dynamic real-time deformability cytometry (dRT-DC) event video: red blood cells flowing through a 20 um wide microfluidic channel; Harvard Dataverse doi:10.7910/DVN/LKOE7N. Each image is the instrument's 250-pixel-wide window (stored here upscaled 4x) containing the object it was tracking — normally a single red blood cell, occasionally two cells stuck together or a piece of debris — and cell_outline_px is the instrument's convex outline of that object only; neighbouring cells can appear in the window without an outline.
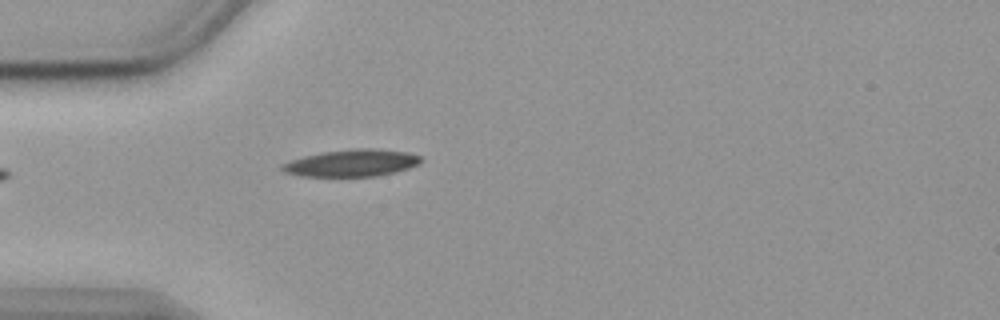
{"species": "common noctule bat (a hibernating species)", "species_latin": "Nyctalus noctula", "temperature_condition": "cold", "stored_images_in_passage": 15, "camera_frame_rate_fps": 3000, "um_per_image_px": 0.085, "animal": {"sex": "female", "body_mass_g": 19.9}, "frame": {"image": 1, "passage_image": 1, "time_ms": 0.0, "image_size_px": [1000, 320], "cell_outline_px": [[424, 160], [420, 164], [396, 172], [376, 176], [300, 176], [284, 172], [280, 168], [280, 164], [304, 156], [324, 152], [352, 148], [376, 148], [408, 152], [420, 156]], "centroid_in_image_um": [29.93, 13.85], "position_along_channel_um": 55.1, "area_um2": 22.02}}
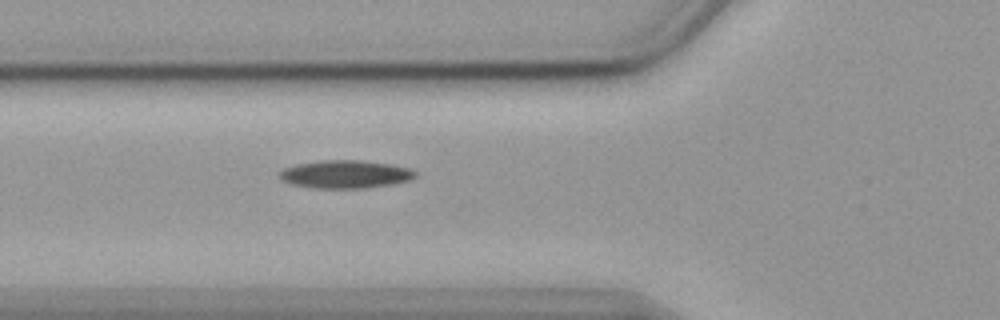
{"frame": {"image": 2, "passage_image": 5, "time_ms": 1.333, "image_size_px": [1000, 320], "cell_outline_px": [[416, 176], [408, 180], [392, 184], [364, 188], [312, 188], [292, 184], [276, 176], [284, 168], [296, 164], [324, 160], [360, 160], [392, 164], [412, 168], [416, 172]], "centroid_in_image_um": [29.36, 14.8], "position_along_channel_um": 96.4, "area_um2": 22.2}}
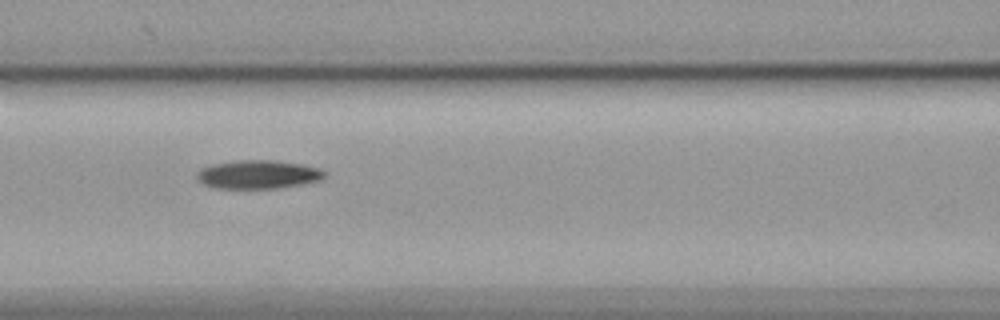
{"frame": {"image": 3, "passage_image": 9, "time_ms": 2.667, "image_size_px": [1000, 320], "cell_outline_px": [[324, 176], [320, 180], [300, 184], [276, 188], [216, 188], [204, 184], [196, 176], [196, 172], [200, 168], [212, 164], [236, 160], [276, 160], [300, 164], [320, 168], [324, 172]], "centroid_in_image_um": [21.9, 14.81], "position_along_channel_um": 144.7, "area_um2": 21.1}}